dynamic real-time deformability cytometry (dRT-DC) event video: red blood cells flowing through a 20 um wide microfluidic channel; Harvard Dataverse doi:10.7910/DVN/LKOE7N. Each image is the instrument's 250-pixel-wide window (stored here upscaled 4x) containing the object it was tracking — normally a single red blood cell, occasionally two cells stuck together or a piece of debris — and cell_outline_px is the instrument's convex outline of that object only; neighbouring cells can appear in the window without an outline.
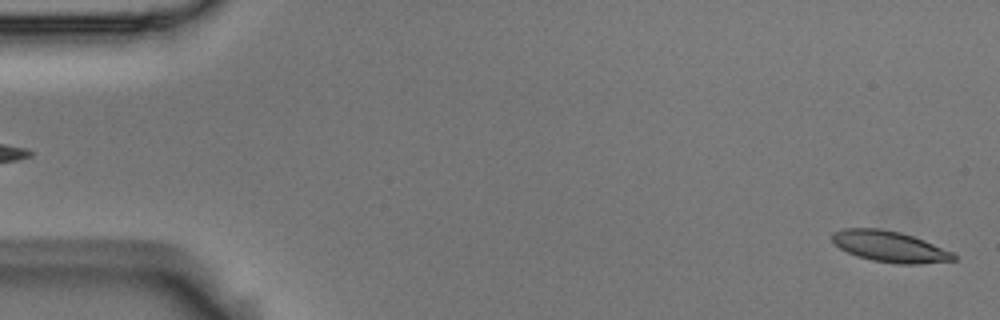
{"species": "Egyptian fruit bat (a non-hibernating species)", "species_latin": "Rousettus aegyptiacus", "temperature_condition": "room temperature", "stored_images_in_passage": 3, "segment_of_instrument_passage": [2, 2], "camera_frame_rate_fps": 3000, "um_per_image_px": 0.085, "animal": {"sex": "male"}, "frame": {"image": 1, "passage_image": 3, "time_ms": 0.667, "image_size_px": [1000, 320], "cell_outline_px": [[956, 260], [920, 264], [896, 264], [872, 260], [856, 256], [832, 244], [832, 232], [844, 228], [880, 228], [900, 232], [924, 240], [952, 252], [956, 256]], "centroid_in_image_um": [75.59, 20.95], "position_along_channel_um": 9.4, "area_um2": 22.02}}